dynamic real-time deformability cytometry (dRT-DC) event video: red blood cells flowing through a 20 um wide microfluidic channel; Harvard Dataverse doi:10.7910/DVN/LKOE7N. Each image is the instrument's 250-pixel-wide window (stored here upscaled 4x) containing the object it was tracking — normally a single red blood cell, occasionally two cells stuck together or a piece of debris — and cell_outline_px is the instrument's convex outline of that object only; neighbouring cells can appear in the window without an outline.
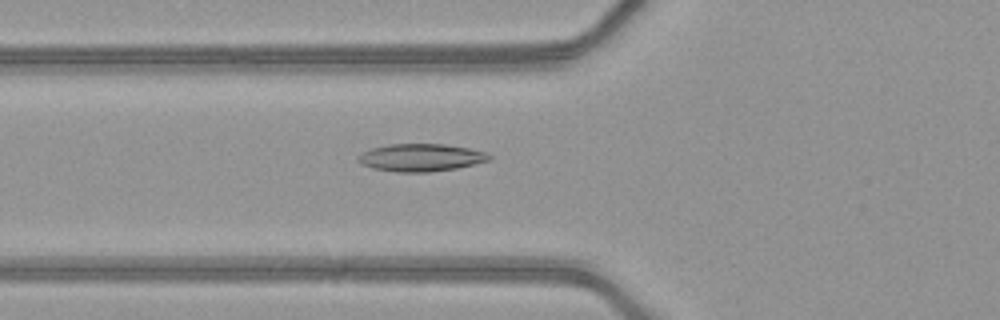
{"species": "common noctule bat (a hibernating species)", "species_latin": "Nyctalus noctula", "temperature_condition": "warm", "stored_images_in_passage": 51, "camera_frame_rate_fps": 3000, "um_per_image_px": 0.085, "animal": {"sex": "female", "body_mass_g": 21.9}, "frame": {"image": 1, "passage_image": 20, "time_ms": 6.333, "image_size_px": [1000, 320], "cell_outline_px": [[492, 160], [456, 168], [432, 172], [396, 172], [372, 168], [360, 164], [356, 160], [356, 156], [360, 152], [372, 148], [388, 144], [444, 144], [468, 148], [488, 152], [492, 156]], "centroid_in_image_um": [35.75, 13.39], "position_along_channel_um": 90.0, "area_um2": 21.39}}
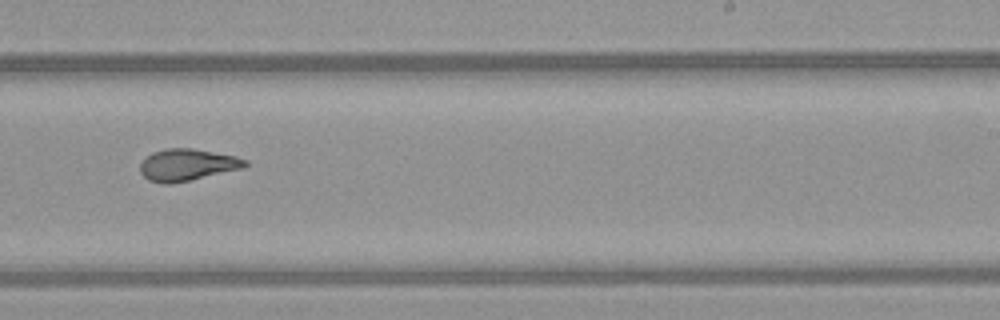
{"frame": {"image": 2, "passage_image": 33, "time_ms": 10.667, "image_size_px": [1000, 320], "cell_outline_px": [[248, 164], [244, 168], [172, 184], [164, 184], [148, 180], [140, 172], [140, 164], [152, 152], [164, 148], [192, 148], [236, 156], [248, 160]], "centroid_in_image_um": [15.92, 14.01], "position_along_channel_um": 273.1, "area_um2": 19.54}}
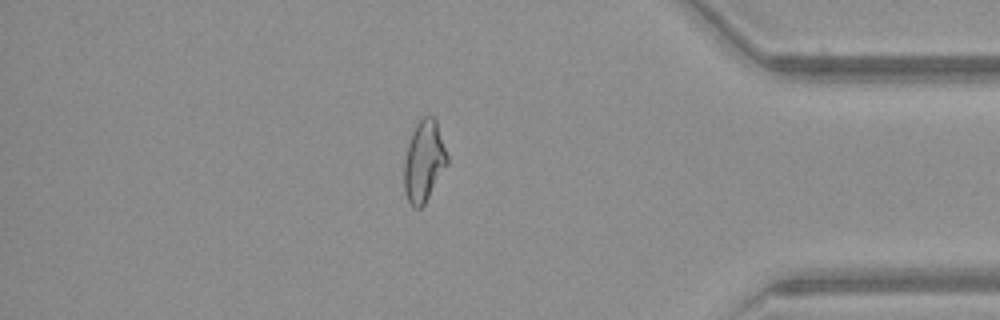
{"frame": {"image": 3, "passage_image": 44, "time_ms": 14.333, "image_size_px": [1000, 320], "cell_outline_px": [[448, 164], [424, 204], [420, 208], [416, 208], [408, 200], [404, 192], [404, 160], [408, 144], [412, 132], [416, 124], [424, 116], [432, 116], [436, 120], [448, 156]], "centroid_in_image_um": [36.03, 13.7], "position_along_channel_um": 399.2, "area_um2": 20.23}, "authors_computed_cell_mechanics": {"area_um2": 20.9236, "velocity_mm_per_s": 4.1985, "shape_relaxation_time_tau1_ms": null, "shape_relaxation_time_tau2_ms": 2.0357, "deformation_change_tau1": null, "deformation_change_tau2": 0.0954}}